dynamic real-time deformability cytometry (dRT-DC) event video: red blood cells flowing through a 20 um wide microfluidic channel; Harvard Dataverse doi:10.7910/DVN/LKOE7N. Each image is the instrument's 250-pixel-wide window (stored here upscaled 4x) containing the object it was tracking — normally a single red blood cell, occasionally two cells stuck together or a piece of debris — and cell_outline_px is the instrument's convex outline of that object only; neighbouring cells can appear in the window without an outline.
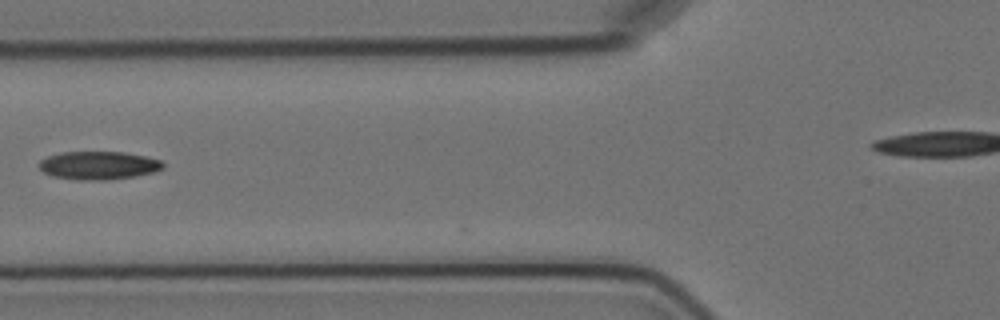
{"species": "Egyptian fruit bat (a non-hibernating species)", "species_latin": "Rousettus aegyptiacus", "temperature_condition": "cold", "stored_images_in_passage": 9, "camera_frame_rate_fps": 3000, "um_per_image_px": 0.085, "animal": {"sex": "female"}, "frame": {"image": 1, "passage_image": 2, "time_ms": 1.333, "image_size_px": [1000, 320], "cell_outline_px": [[164, 168], [152, 172], [136, 176], [108, 180], [76, 180], [52, 176], [44, 172], [36, 164], [40, 160], [48, 156], [60, 152], [124, 152], [144, 156], [160, 160], [164, 164]], "centroid_in_image_um": [8.34, 14.06], "position_along_channel_um": 117.5, "area_um2": 20.46}}
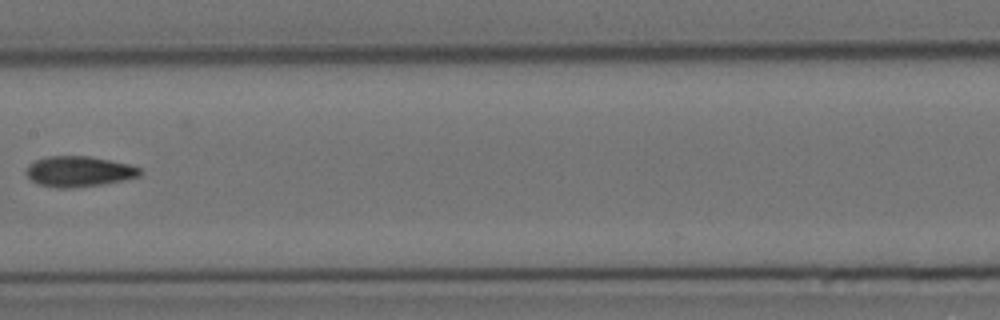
{"frame": {"image": 2, "passage_image": 4, "time_ms": 3.667, "image_size_px": [1000, 320], "cell_outline_px": [[140, 176], [124, 180], [100, 184], [72, 188], [56, 188], [36, 184], [24, 172], [28, 164], [36, 160], [48, 156], [88, 156], [128, 164], [140, 168]], "centroid_in_image_um": [6.65, 14.58], "position_along_channel_um": 200.8, "area_um2": 20.17}}
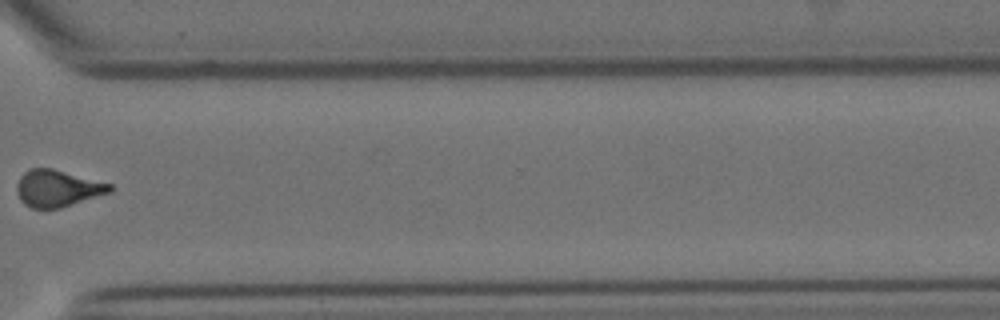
{"frame": {"image": 3, "passage_image": 8, "time_ms": 8.333, "image_size_px": [1000, 320], "cell_outline_px": [[112, 192], [60, 208], [32, 208], [24, 204], [20, 200], [16, 192], [16, 184], [20, 176], [28, 168], [52, 168], [112, 184]], "centroid_in_image_um": [4.86, 16.0], "position_along_channel_um": 365.7, "area_um2": 20.06}}